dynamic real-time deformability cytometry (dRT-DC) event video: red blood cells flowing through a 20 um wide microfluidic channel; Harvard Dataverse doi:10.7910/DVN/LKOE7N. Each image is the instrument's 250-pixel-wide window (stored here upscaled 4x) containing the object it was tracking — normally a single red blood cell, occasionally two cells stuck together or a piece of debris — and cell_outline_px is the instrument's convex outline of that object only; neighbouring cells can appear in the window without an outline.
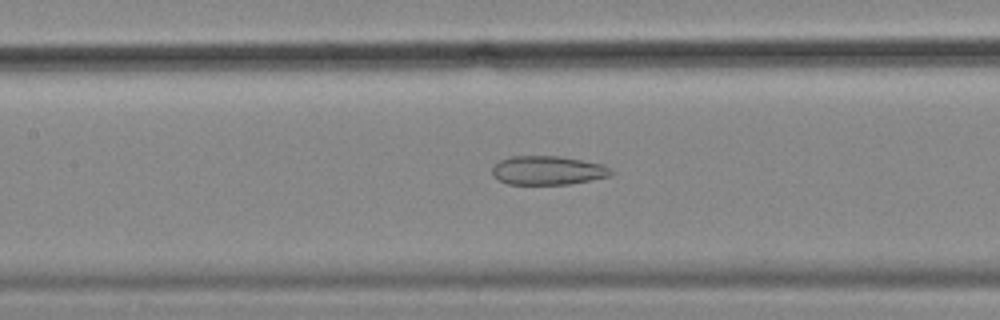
{"species": "common noctule bat (a hibernating species)", "species_latin": "Nyctalus noctula", "temperature_condition": "cold", "stored_images_in_passage": 35, "camera_frame_rate_fps": 3000, "um_per_image_px": 0.085, "animal": {"sex": "female", "body_mass_g": 18.4}, "frame": {"image": 1, "passage_image": 11, "time_ms": 3.333, "image_size_px": [1000, 320], "cell_outline_px": [[616, 172], [608, 176], [568, 184], [508, 184], [492, 176], [492, 168], [500, 160], [512, 156], [560, 156], [604, 164], [612, 168]], "centroid_in_image_um": [46.58, 14.47], "position_along_channel_um": 160.8, "area_um2": 20.0}}
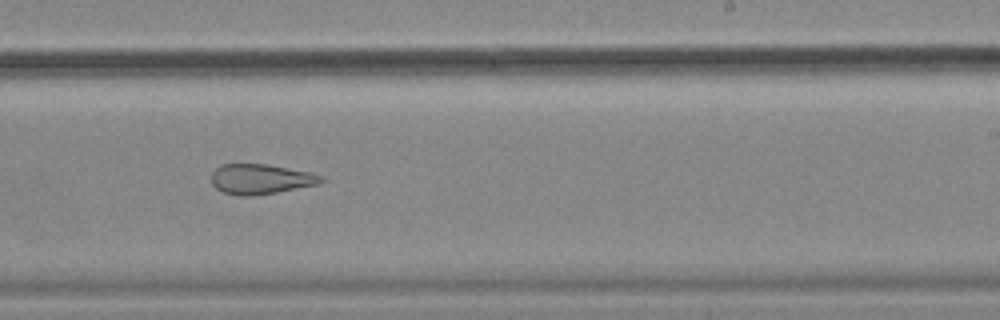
{"frame": {"image": 2, "passage_image": 20, "time_ms": 6.333, "image_size_px": [1000, 320], "cell_outline_px": [[324, 180], [320, 184], [276, 192], [252, 196], [240, 196], [224, 192], [216, 188], [212, 184], [212, 172], [220, 164], [268, 164], [312, 172], [324, 176]], "centroid_in_image_um": [22.19, 15.21], "position_along_channel_um": 266.8, "area_um2": 19.36}}
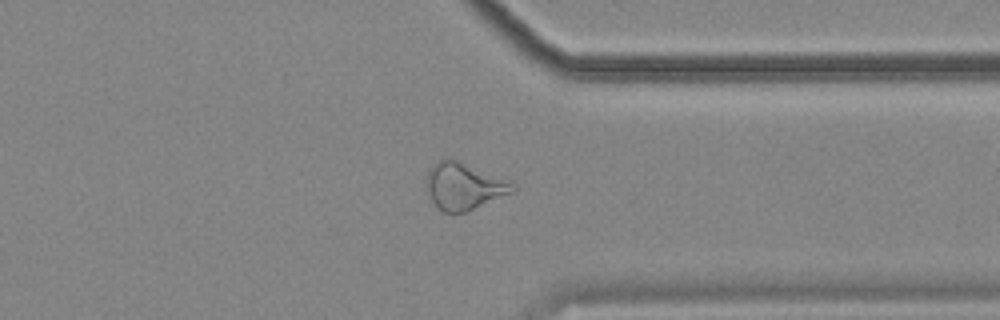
{"frame": {"image": 3, "passage_image": 29, "time_ms": 9.333, "image_size_px": [1000, 320], "cell_outline_px": [[516, 188], [512, 192], [464, 212], [444, 212], [432, 200], [428, 192], [428, 172], [440, 160], [448, 156], [452, 156], [508, 180]], "centroid_in_image_um": [39.44, 15.77], "position_along_channel_um": 372.0, "area_um2": 23.06}}